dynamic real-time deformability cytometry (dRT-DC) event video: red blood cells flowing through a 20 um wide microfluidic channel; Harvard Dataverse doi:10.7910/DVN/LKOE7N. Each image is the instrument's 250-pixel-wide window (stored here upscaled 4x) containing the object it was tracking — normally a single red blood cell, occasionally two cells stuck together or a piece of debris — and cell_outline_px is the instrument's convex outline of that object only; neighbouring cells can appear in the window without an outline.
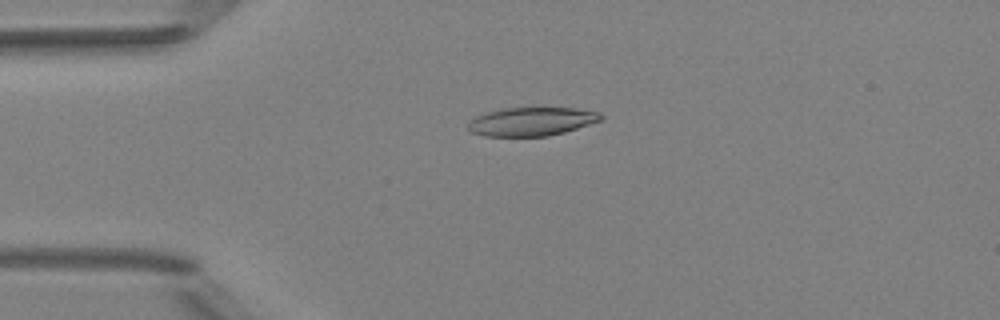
{"species": "Egyptian fruit bat (a non-hibernating species)", "species_latin": "Rousettus aegyptiacus", "temperature_condition": "room temperature", "stored_images_in_passage": 3, "camera_frame_rate_fps": 3000, "um_per_image_px": 0.085, "animal": {"sex": "female"}, "frame": {"image": 1, "passage_image": 2, "time_ms": 1.0, "image_size_px": [1000, 320], "cell_outline_px": [[604, 120], [564, 132], [548, 136], [484, 136], [472, 132], [468, 128], [468, 120], [476, 116], [488, 112], [504, 108], [576, 108], [600, 112], [604, 116]], "centroid_in_image_um": [45.22, 10.33], "position_along_channel_um": 39.8, "area_um2": 22.2}}